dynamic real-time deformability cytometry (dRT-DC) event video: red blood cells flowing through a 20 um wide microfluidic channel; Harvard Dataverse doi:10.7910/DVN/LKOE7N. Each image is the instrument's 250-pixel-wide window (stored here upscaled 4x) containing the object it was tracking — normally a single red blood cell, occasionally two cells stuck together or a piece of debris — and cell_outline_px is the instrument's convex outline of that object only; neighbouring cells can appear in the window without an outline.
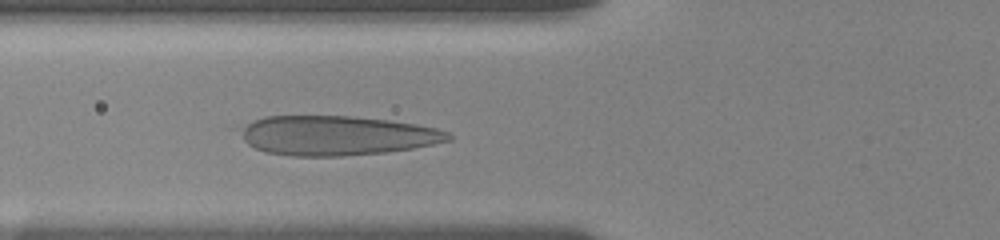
{"species": "human", "species_latin": "Homo sapiens", "temperature_condition": "room temperature", "stored_images_in_passage": 40, "camera_frame_rate_fps": 3000, "um_per_image_px": 0.085, "donor": {"sex": "female"}, "frame": {"image": 1, "passage_image": 26, "time_ms": 4.333, "image_size_px": [1000, 240], "cell_outline_px": [[452, 140], [412, 148], [384, 152], [340, 156], [292, 156], [264, 152], [248, 144], [244, 140], [244, 128], [252, 120], [264, 116], [352, 116], [388, 120], [416, 124], [436, 128], [448, 132], [452, 136]], "centroid_in_image_um": [28.65, 11.52], "position_along_channel_um": 97.1, "area_um2": 47.51}}
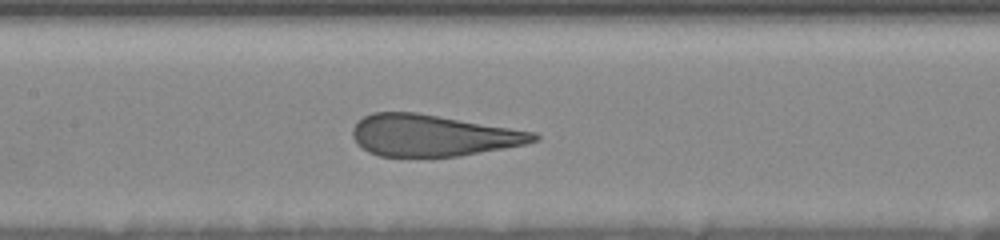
{"frame": {"image": 2, "passage_image": 37, "time_ms": 6.333, "image_size_px": [1000, 240], "cell_outline_px": [[540, 140], [524, 144], [504, 148], [460, 156], [380, 156], [368, 152], [356, 144], [352, 136], [352, 128], [356, 120], [372, 112], [416, 112], [536, 132], [540, 136]], "centroid_in_image_um": [36.75, 11.5], "position_along_channel_um": 170.7, "area_um2": 43.99}}
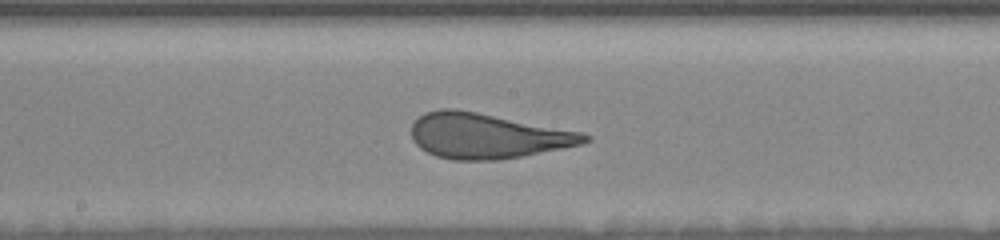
{"frame": {"image": 3, "passage_image": 40, "time_ms": 7.333, "image_size_px": [1000, 240], "cell_outline_px": [[592, 140], [584, 144], [520, 156], [496, 160], [452, 160], [436, 156], [420, 148], [412, 140], [412, 124], [424, 112], [440, 108], [456, 108], [584, 132], [592, 136]], "centroid_in_image_um": [41.44, 11.54], "position_along_channel_um": 206.8, "area_um2": 45.84}}